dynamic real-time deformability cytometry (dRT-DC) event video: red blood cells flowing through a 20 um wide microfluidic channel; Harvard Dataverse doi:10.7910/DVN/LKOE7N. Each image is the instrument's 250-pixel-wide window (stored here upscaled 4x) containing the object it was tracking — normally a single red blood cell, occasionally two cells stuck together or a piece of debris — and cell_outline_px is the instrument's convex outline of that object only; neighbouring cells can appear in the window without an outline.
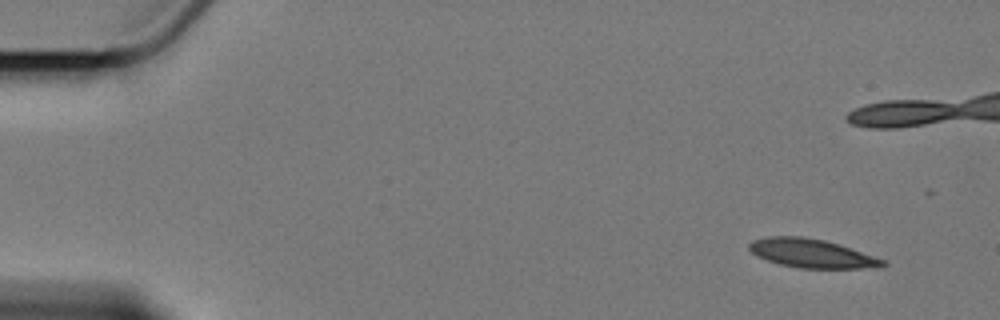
{"species": "Egyptian fruit bat (a non-hibernating species)", "species_latin": "Rousettus aegyptiacus", "temperature_condition": "cold", "stored_images_in_passage": 5, "camera_frame_rate_fps": 3000, "um_per_image_px": 0.085, "animal": {"sex": "female"}, "frame": {"image": 1, "passage_image": 1, "time_ms": 0.0, "image_size_px": [1000, 320], "cell_outline_px": [[888, 264], [884, 268], [800, 268], [780, 264], [756, 256], [748, 248], [748, 244], [752, 240], [768, 236], [800, 236], [824, 240], [888, 260]], "centroid_in_image_um": [69.04, 21.54], "position_along_channel_um": 16.0, "area_um2": 22.48}}